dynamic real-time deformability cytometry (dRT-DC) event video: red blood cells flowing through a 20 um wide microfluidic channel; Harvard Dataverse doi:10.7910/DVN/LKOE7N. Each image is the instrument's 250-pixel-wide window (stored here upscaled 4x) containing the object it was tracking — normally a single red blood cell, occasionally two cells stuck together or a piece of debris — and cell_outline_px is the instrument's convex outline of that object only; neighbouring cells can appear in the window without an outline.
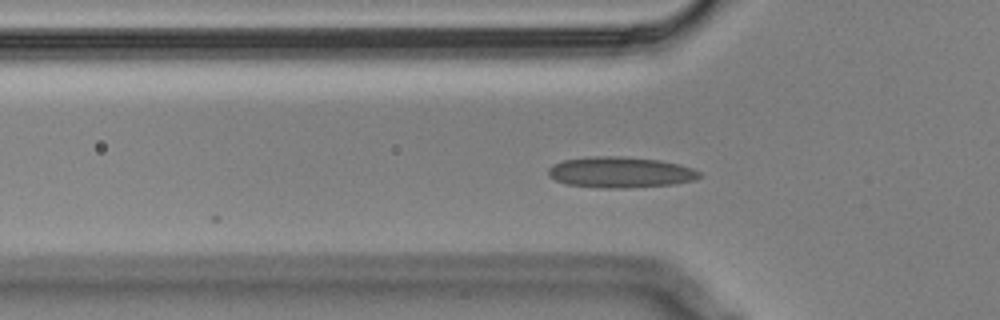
{"species": "Egyptian fruit bat (a non-hibernating species)", "species_latin": "Rousettus aegyptiacus", "temperature_condition": "cold", "stored_images_in_passage": 4, "camera_frame_rate_fps": 3000, "um_per_image_px": 0.085, "animal": {"sex": "male"}, "frame": {"image": 1, "passage_image": 4, "time_ms": 1.0, "image_size_px": [1000, 320], "cell_outline_px": [[704, 176], [692, 180], [676, 184], [624, 188], [600, 188], [564, 184], [548, 176], [548, 168], [552, 164], [564, 160], [592, 156], [616, 156], [660, 160], [680, 164], [692, 168], [700, 172]], "centroid_in_image_um": [52.72, 14.65], "position_along_channel_um": 73.1, "area_um2": 27.4}}